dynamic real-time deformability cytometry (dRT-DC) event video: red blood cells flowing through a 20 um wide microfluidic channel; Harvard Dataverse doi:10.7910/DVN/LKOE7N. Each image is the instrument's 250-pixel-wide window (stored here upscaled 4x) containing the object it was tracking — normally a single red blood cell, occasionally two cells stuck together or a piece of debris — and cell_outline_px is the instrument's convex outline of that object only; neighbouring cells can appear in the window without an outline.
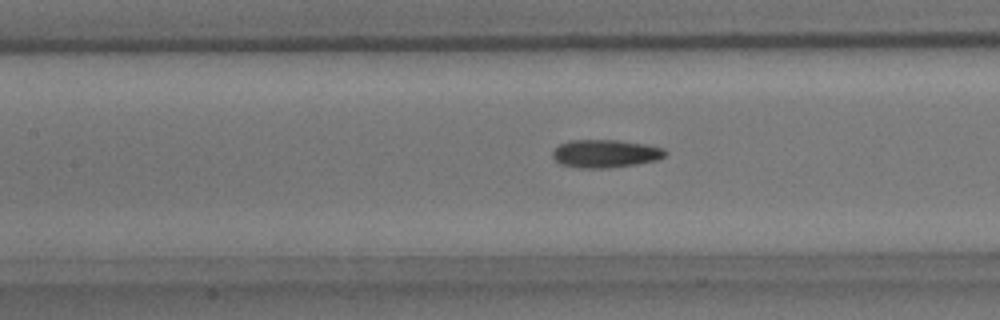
{"species": "common noctule bat (a hibernating species)", "species_latin": "Nyctalus noctula", "temperature_condition": "room temperature", "stored_images_in_passage": 32, "camera_frame_rate_fps": 3000, "um_per_image_px": 0.085, "animal": {"sex": "male", "body_mass_g": 15.6}, "frame": {"image": 1, "passage_image": 14, "time_ms": 4.333, "image_size_px": [1000, 320], "cell_outline_px": [[668, 152], [664, 156], [656, 160], [636, 164], [608, 168], [580, 168], [560, 164], [552, 156], [552, 152], [560, 144], [568, 140], [616, 140], [648, 144], [664, 148]], "centroid_in_image_um": [51.47, 13.05], "position_along_channel_um": 155.9, "area_um2": 18.44}}